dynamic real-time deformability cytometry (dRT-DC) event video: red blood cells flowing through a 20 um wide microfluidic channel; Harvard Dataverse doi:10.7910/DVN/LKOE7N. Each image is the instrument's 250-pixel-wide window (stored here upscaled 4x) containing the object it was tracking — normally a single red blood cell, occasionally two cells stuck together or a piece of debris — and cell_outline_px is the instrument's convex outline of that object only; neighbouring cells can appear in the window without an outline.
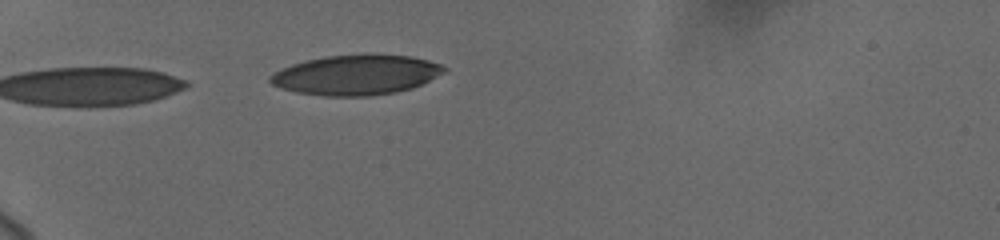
{"species": "human", "species_latin": "Homo sapiens", "temperature_condition": "cold", "stored_images_in_passage": 6, "segment_of_instrument_passage": [1, 2], "camera_frame_rate_fps": 3000, "um_per_image_px": 0.085, "donor": {"sex": "female"}, "frame": {"image": 1, "passage_image": 1, "time_ms": 0.0, "image_size_px": [1000, 240], "cell_outline_px": [[448, 72], [412, 88], [396, 92], [368, 96], [324, 96], [296, 92], [272, 84], [268, 80], [268, 76], [292, 64], [308, 60], [328, 56], [412, 56], [428, 60], [440, 64], [448, 68]], "centroid_in_image_um": [30.32, 6.39], "position_along_channel_um": 54.7, "area_um2": 39.82}}
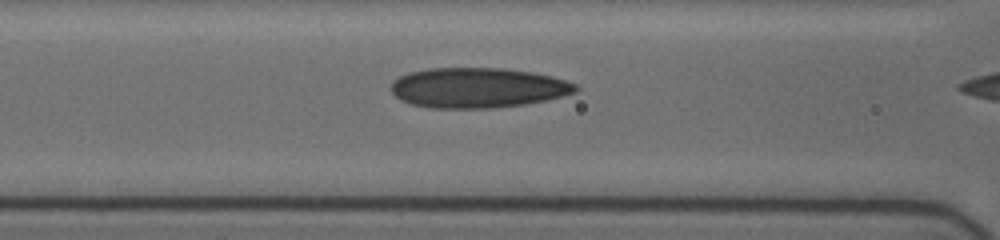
{"frame": {"image": 2, "passage_image": 4, "time_ms": 1.333, "image_size_px": [1000, 240], "cell_outline_px": [[580, 88], [576, 92], [544, 100], [524, 104], [488, 108], [428, 108], [412, 104], [400, 100], [392, 92], [392, 80], [408, 72], [432, 68], [504, 68], [532, 72], [564, 80], [576, 84]], "centroid_in_image_um": [40.57, 7.46], "position_along_channel_um": 126.0, "area_um2": 42.95}}